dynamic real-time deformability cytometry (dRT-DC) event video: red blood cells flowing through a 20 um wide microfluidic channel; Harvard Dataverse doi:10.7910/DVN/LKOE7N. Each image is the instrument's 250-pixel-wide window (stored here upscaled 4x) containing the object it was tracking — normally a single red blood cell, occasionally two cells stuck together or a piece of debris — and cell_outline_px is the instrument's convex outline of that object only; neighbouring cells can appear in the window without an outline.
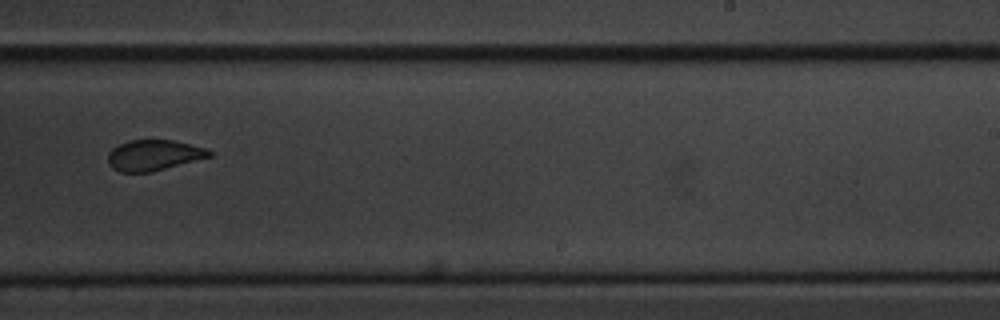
{"species": "common noctule bat (a hibernating species)", "species_latin": "Nyctalus noctula", "temperature_condition": "cold", "stored_images_in_passage": 15, "camera_frame_rate_fps": 3000, "um_per_image_px": 0.085, "animal": {"sex": "male", "body_mass_g": 20.1, "forearm_length_mm": 53.5}, "frame": {"image": 1, "passage_image": 9, "time_ms": 10.333, "image_size_px": [1000, 320], "cell_outline_px": [[212, 156], [152, 172], [120, 172], [112, 168], [108, 164], [108, 152], [112, 148], [128, 140], [172, 140], [204, 148], [212, 152]], "centroid_in_image_um": [13.03, 13.2], "position_along_channel_um": 276.0, "area_um2": 18.03}}
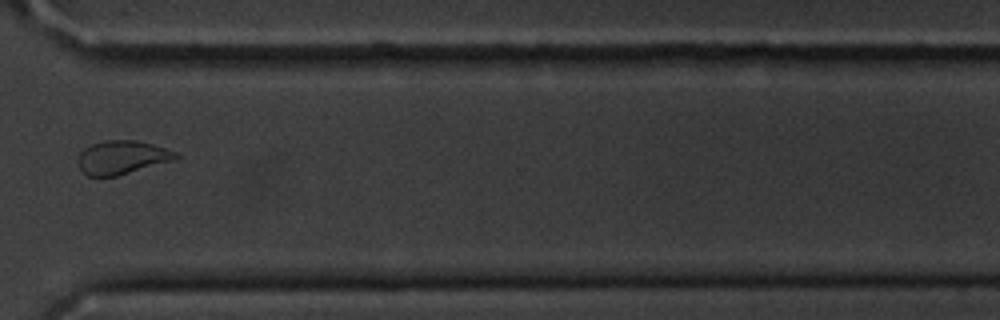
{"frame": {"image": 2, "passage_image": 11, "time_ms": 12.667, "image_size_px": [1000, 320], "cell_outline_px": [[180, 156], [176, 160], [116, 176], [88, 176], [80, 168], [76, 160], [80, 152], [84, 148], [92, 144], [104, 140], [136, 140], [152, 144], [176, 152]], "centroid_in_image_um": [10.36, 13.37], "position_along_channel_um": 360.2, "area_um2": 19.19}}
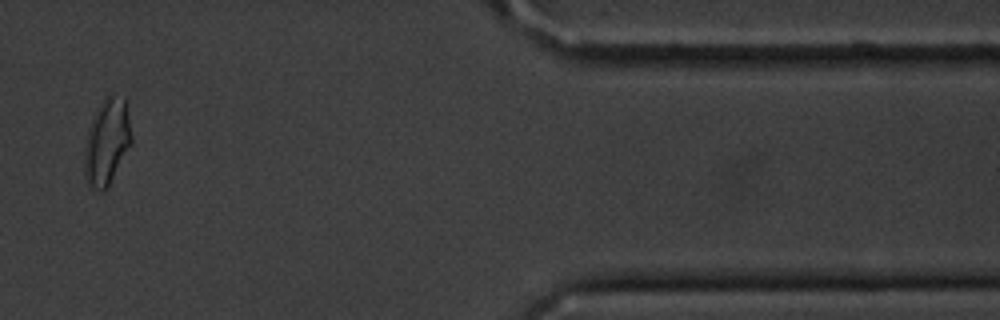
{"frame": {"image": 3, "passage_image": 13, "time_ms": 15.0, "image_size_px": [1000, 320], "cell_outline_px": [[132, 144], [104, 192], [88, 188], [84, 176], [84, 148], [88, 128], [92, 116], [96, 108], [104, 96], [124, 96], [132, 136]], "centroid_in_image_um": [9.05, 12.08], "position_along_channel_um": 402.3, "area_um2": 23.99}, "authors_computed_cell_mechanics": {"area_um2": 18.0336, "velocity_mm_per_s": 3.6113, "shape_relaxation_time_tau1_ms": 2.0116, "shape_relaxation_time_tau2_ms": null, "deformation_change_tau1": 0.0765, "deformation_change_tau2": null}}